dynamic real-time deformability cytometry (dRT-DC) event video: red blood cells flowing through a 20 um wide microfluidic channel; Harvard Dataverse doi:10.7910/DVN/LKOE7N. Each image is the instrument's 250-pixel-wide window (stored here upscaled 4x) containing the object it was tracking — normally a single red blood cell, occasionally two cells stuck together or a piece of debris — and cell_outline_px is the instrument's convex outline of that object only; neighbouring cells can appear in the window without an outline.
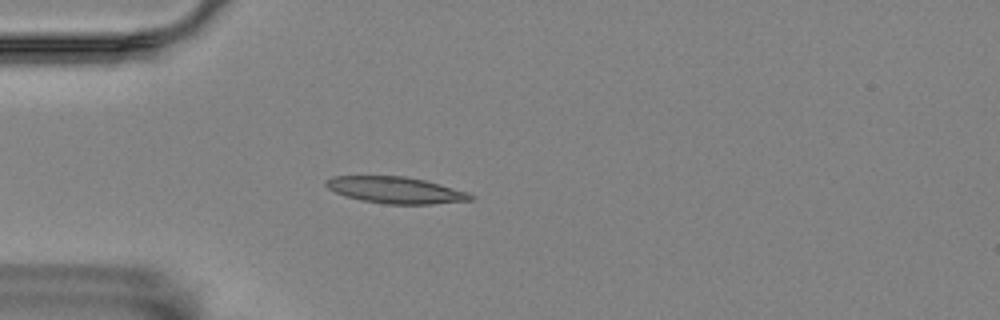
{"species": "Egyptian fruit bat (a non-hibernating species)", "species_latin": "Rousettus aegyptiacus", "temperature_condition": "room temperature", "stored_images_in_passage": 6, "camera_frame_rate_fps": 3000, "um_per_image_px": 0.085, "animal": {"sex": "female"}, "frame": {"image": 1, "passage_image": 4, "time_ms": 1.0, "image_size_px": [1000, 320], "cell_outline_px": [[476, 196], [472, 200], [432, 204], [384, 204], [360, 200], [344, 196], [328, 188], [324, 184], [324, 180], [332, 176], [404, 176], [424, 180], [468, 192]], "centroid_in_image_um": [33.6, 16.16], "position_along_channel_um": 51.4, "area_um2": 22.43}}